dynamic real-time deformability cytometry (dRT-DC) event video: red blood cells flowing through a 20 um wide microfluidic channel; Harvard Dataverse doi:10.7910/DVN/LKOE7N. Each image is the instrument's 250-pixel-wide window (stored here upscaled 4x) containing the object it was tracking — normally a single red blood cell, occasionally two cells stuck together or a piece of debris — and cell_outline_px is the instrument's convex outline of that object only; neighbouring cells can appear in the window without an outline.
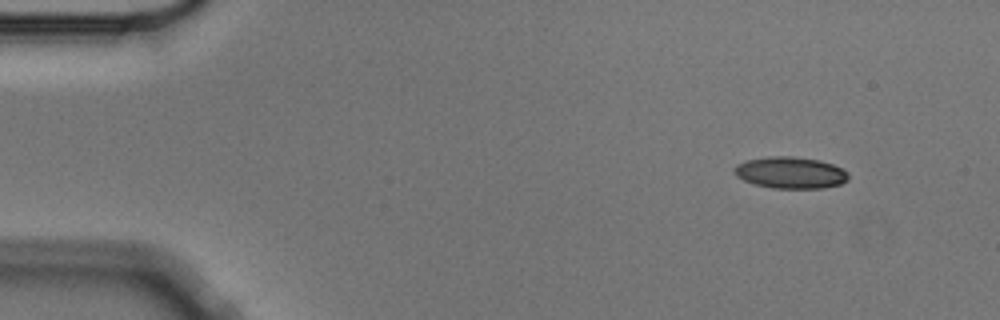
{"species": "Egyptian fruit bat (a non-hibernating species)", "species_latin": "Rousettus aegyptiacus", "temperature_condition": "cold", "stored_images_in_passage": 5, "segment_of_instrument_passage": [1, 2], "camera_frame_rate_fps": 3000, "um_per_image_px": 0.085, "animal": {"sex": "male"}, "frame": {"image": 1, "passage_image": 1, "time_ms": 0.0, "image_size_px": [1000, 320], "cell_outline_px": [[848, 180], [840, 184], [824, 188], [772, 188], [756, 184], [744, 180], [736, 176], [736, 164], [748, 160], [772, 156], [792, 156], [820, 160], [832, 164], [848, 172]], "centroid_in_image_um": [67.23, 14.68], "position_along_channel_um": 17.8, "area_um2": 20.81}}
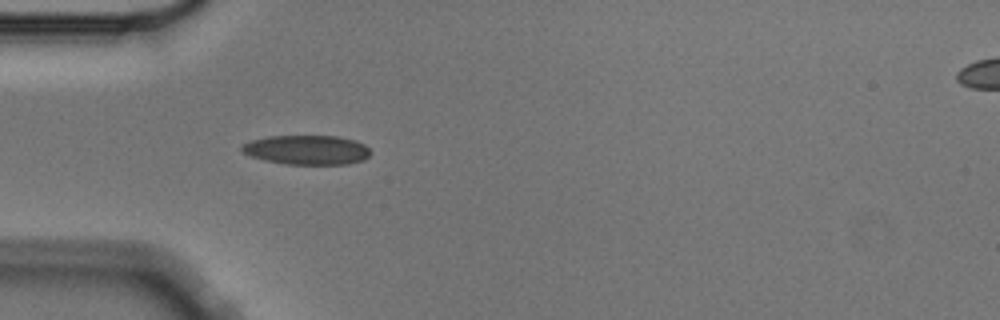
{"frame": {"image": 2, "passage_image": 4, "time_ms": 1.0, "image_size_px": [1000, 320], "cell_outline_px": [[368, 156], [364, 160], [348, 164], [288, 164], [268, 160], [252, 156], [244, 152], [240, 148], [244, 144], [252, 140], [268, 136], [336, 136], [356, 140], [364, 144], [368, 148]], "centroid_in_image_um": [26.12, 12.73], "position_along_channel_um": 58.9, "area_um2": 21.73}}